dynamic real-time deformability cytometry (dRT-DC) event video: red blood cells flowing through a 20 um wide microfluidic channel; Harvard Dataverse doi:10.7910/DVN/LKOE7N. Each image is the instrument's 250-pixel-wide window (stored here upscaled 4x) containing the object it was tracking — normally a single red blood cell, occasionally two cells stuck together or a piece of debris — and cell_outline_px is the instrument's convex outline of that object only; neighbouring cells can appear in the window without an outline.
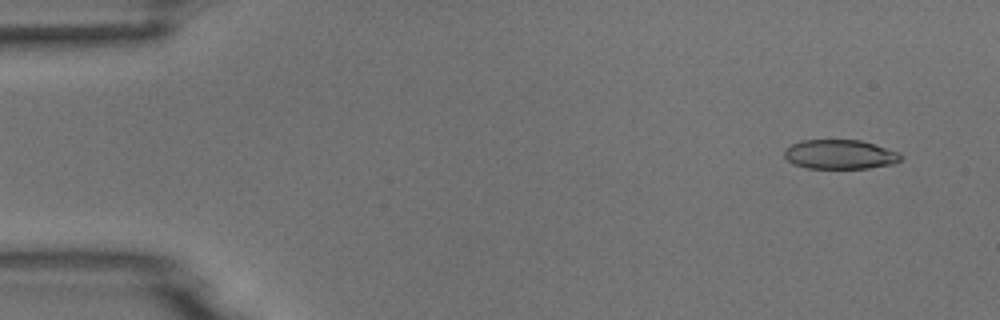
{"species": "common noctule bat (a hibernating species)", "species_latin": "Nyctalus noctula", "temperature_condition": "room temperature", "stored_images_in_passage": 9, "camera_frame_rate_fps": 3000, "um_per_image_px": 0.085, "animal": {"sex": "male", "body_mass_g": 18.8}, "frame": {"image": 1, "passage_image": 1, "time_ms": 0.0, "image_size_px": [1000, 320], "cell_outline_px": [[900, 160], [892, 164], [868, 168], [808, 168], [792, 164], [784, 156], [784, 148], [800, 140], [860, 140], [900, 152]], "centroid_in_image_um": [71.35, 13.12], "position_along_channel_um": 13.6, "area_um2": 19.88}}
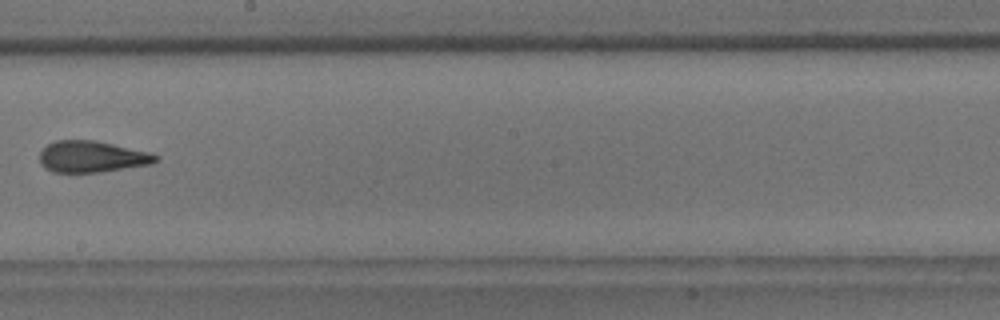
{"frame": {"image": 2, "passage_image": 8, "time_ms": 9.0, "image_size_px": [1000, 320], "cell_outline_px": [[160, 160], [152, 164], [100, 172], [52, 172], [44, 168], [40, 164], [40, 152], [48, 144], [56, 140], [96, 140], [152, 152], [160, 156]], "centroid_in_image_um": [7.86, 13.31], "position_along_channel_um": 240.3, "area_um2": 21.56}}
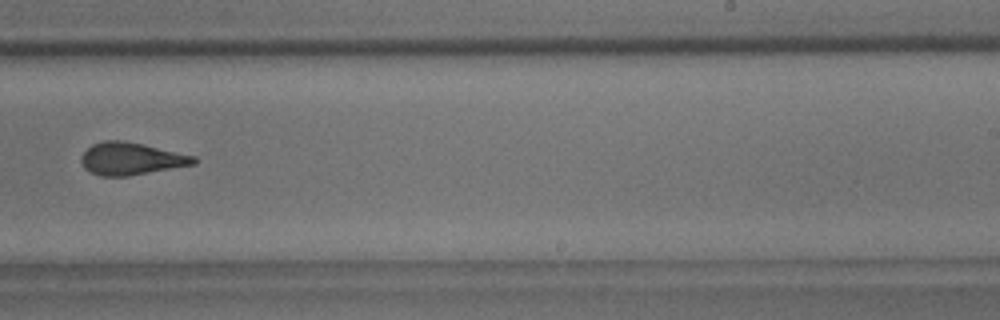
{"frame": {"image": 3, "passage_image": 9, "time_ms": 10.0, "image_size_px": [1000, 320], "cell_outline_px": [[200, 160], [196, 164], [128, 176], [100, 176], [84, 168], [80, 160], [80, 156], [92, 144], [104, 140], [124, 140], [144, 144], [196, 156]], "centroid_in_image_um": [11.17, 13.48], "position_along_channel_um": 277.8, "area_um2": 21.44}}